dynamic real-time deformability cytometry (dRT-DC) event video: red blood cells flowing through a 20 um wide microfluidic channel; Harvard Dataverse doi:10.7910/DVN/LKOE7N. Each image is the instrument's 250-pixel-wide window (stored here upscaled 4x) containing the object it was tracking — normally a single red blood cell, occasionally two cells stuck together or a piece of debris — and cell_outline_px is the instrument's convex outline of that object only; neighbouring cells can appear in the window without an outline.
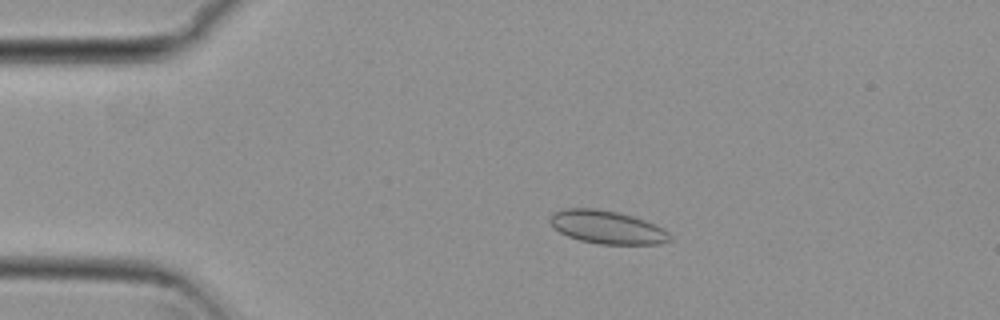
{"species": "common noctule bat (a hibernating species)", "species_latin": "Nyctalus noctula", "temperature_condition": "cold", "stored_images_in_passage": 53, "camera_frame_rate_fps": 3000, "um_per_image_px": 0.085, "animal": {"sex": "female", "body_mass_g": 29.2, "forearm_length_mm": 56.3}, "frame": {"image": 1, "passage_image": 10, "time_ms": 3.0, "image_size_px": [1000, 320], "cell_outline_px": [[672, 240], [660, 244], [600, 244], [580, 240], [568, 236], [552, 228], [548, 220], [552, 212], [564, 208], [596, 208], [616, 212], [632, 216], [644, 220], [664, 228], [672, 236]], "centroid_in_image_um": [51.58, 19.31], "position_along_channel_um": 33.4, "area_um2": 23.35}}
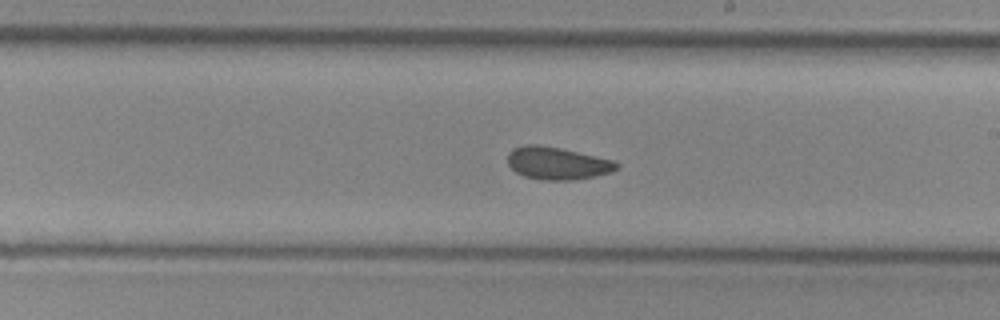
{"frame": {"image": 2, "passage_image": 30, "time_ms": 9.667, "image_size_px": [1000, 320], "cell_outline_px": [[620, 164], [612, 172], [596, 176], [572, 180], [540, 180], [524, 176], [516, 172], [508, 164], [508, 152], [512, 148], [528, 144], [536, 144], [560, 148], [616, 160]], "centroid_in_image_um": [47.38, 13.87], "position_along_channel_um": 241.6, "area_um2": 20.81}}
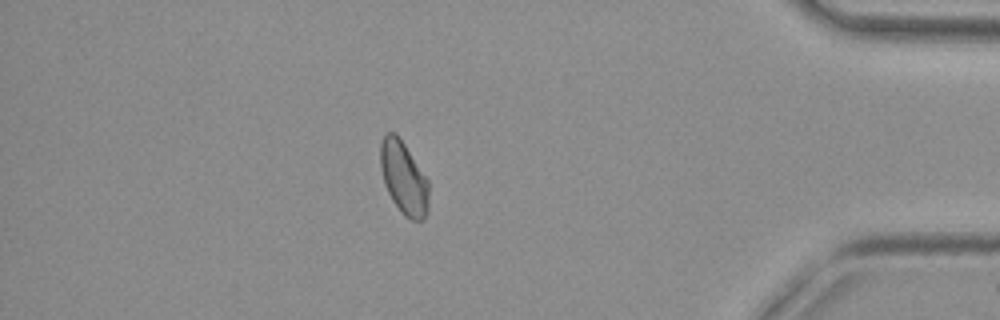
{"frame": {"image": 3, "passage_image": 46, "time_ms": 15.0, "image_size_px": [1000, 320], "cell_outline_px": [[428, 212], [420, 220], [412, 220], [404, 216], [400, 212], [392, 200], [384, 184], [380, 168], [380, 144], [384, 132], [396, 132], [428, 180]], "centroid_in_image_um": [34.28, 15.11], "position_along_channel_um": 400.9, "area_um2": 20.58}, "authors_computed_cell_mechanics": {"area_um2": 20.808, "velocity_mm_per_s": 3.7859, "shape_relaxation_time_tau1_ms": null, "shape_relaxation_time_tau2_ms": 2.0495, "deformation_change_tau1": null, "deformation_change_tau2": 0.0655}}